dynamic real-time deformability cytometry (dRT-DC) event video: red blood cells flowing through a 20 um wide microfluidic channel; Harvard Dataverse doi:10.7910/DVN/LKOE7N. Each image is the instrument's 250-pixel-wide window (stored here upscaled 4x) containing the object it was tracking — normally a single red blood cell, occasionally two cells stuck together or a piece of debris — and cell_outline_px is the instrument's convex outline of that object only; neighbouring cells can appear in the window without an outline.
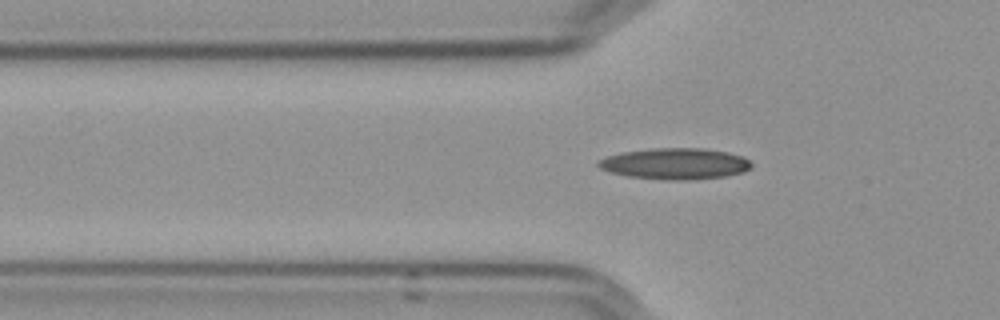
{"species": "Egyptian fruit bat (a non-hibernating species)", "species_latin": "Rousettus aegyptiacus", "temperature_condition": "cold", "stored_images_in_passage": 56, "camera_frame_rate_fps": 3000, "um_per_image_px": 0.085, "frame": {"image": 1, "passage_image": 19, "time_ms": 6.0, "image_size_px": [1000, 320], "cell_outline_px": [[752, 168], [744, 172], [724, 176], [688, 180], [664, 180], [628, 176], [612, 172], [600, 168], [596, 164], [600, 160], [608, 156], [624, 152], [652, 148], [704, 148], [728, 152], [744, 156], [752, 164]], "centroid_in_image_um": [57.44, 13.91], "position_along_channel_um": 68.4, "area_um2": 27.8}}
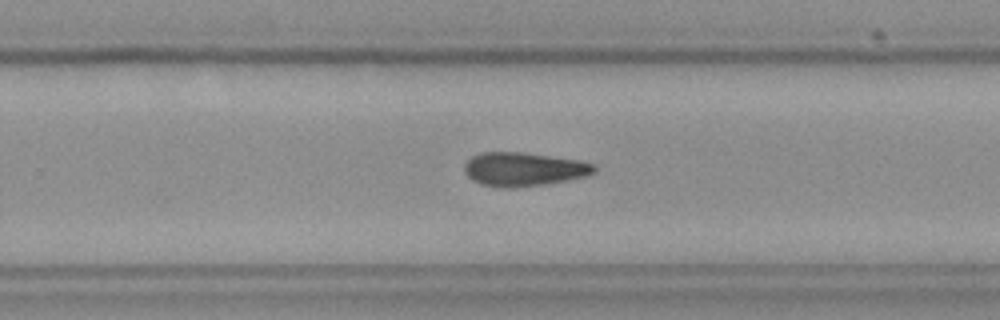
{"frame": {"image": 2, "passage_image": 37, "time_ms": 12.0, "image_size_px": [1000, 320], "cell_outline_px": [[596, 172], [588, 176], [568, 180], [544, 184], [512, 188], [504, 188], [480, 184], [472, 180], [464, 172], [464, 164], [472, 156], [480, 152], [520, 152], [580, 160], [592, 164], [596, 168]], "centroid_in_image_um": [44.5, 14.39], "position_along_channel_um": 285.3, "area_um2": 25.61}}
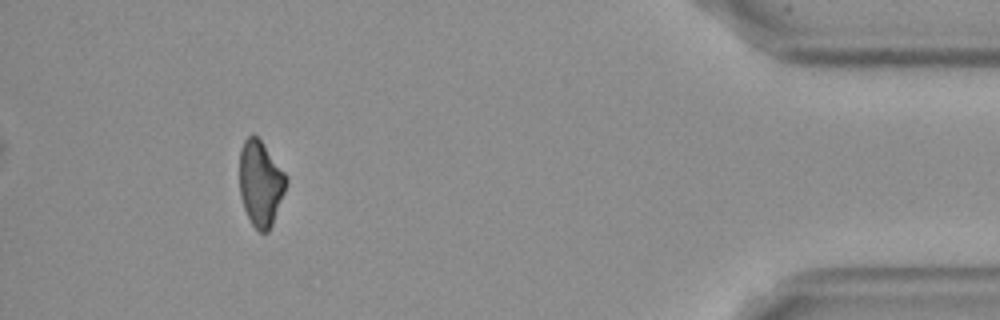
{"frame": {"image": 3, "passage_image": 52, "time_ms": 17.0, "image_size_px": [1000, 320], "cell_outline_px": [[288, 180], [284, 192], [272, 224], [268, 232], [260, 232], [252, 224], [244, 208], [240, 196], [240, 148], [244, 140], [252, 132], [260, 140], [284, 172]], "centroid_in_image_um": [22.13, 15.57], "position_along_channel_um": 413.1, "area_um2": 22.89}}